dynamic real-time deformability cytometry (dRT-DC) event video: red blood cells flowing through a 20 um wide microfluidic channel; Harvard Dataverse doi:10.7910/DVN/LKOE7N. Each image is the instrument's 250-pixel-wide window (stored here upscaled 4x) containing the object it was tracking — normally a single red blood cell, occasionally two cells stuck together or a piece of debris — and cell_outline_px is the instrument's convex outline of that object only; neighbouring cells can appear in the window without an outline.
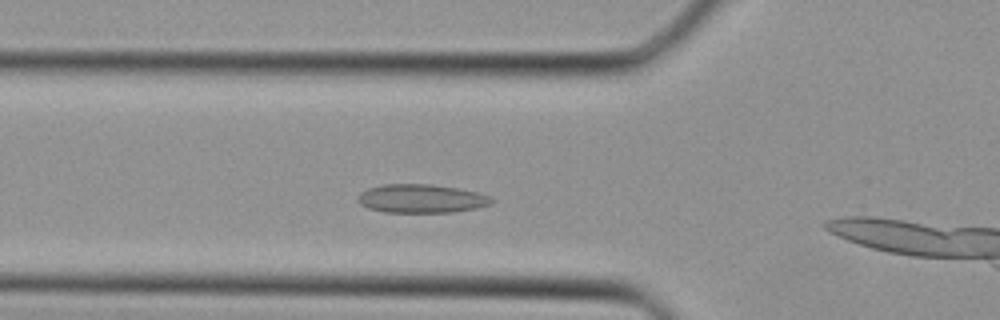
{"species": "Egyptian fruit bat (a non-hibernating species)", "species_latin": "Rousettus aegyptiacus", "temperature_condition": "cold", "stored_images_in_passage": 11, "camera_frame_rate_fps": 3000, "um_per_image_px": 0.085, "animal": {"sex": "female"}, "frame": {"image": 1, "passage_image": 5, "time_ms": 1.333, "image_size_px": [1000, 320], "cell_outline_px": [[496, 200], [492, 204], [476, 208], [452, 212], [384, 212], [368, 208], [360, 204], [360, 192], [368, 188], [384, 184], [432, 184], [480, 192], [492, 196]], "centroid_in_image_um": [35.89, 16.87], "position_along_channel_um": 89.9, "area_um2": 22.37}}
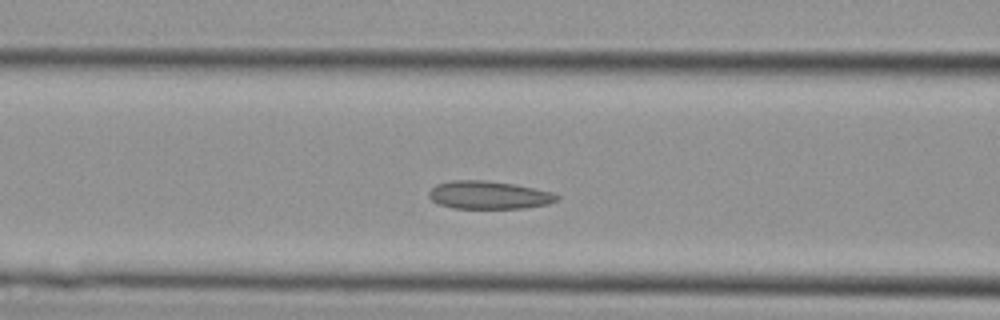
{"frame": {"image": 2, "passage_image": 7, "time_ms": 2.0, "image_size_px": [1000, 320], "cell_outline_px": [[560, 196], [556, 200], [548, 204], [524, 208], [452, 208], [436, 204], [428, 196], [428, 192], [436, 184], [452, 180], [484, 180], [512, 184], [536, 188], [552, 192]], "centroid_in_image_um": [41.51, 16.58], "position_along_channel_um": 125.1, "area_um2": 20.92}}
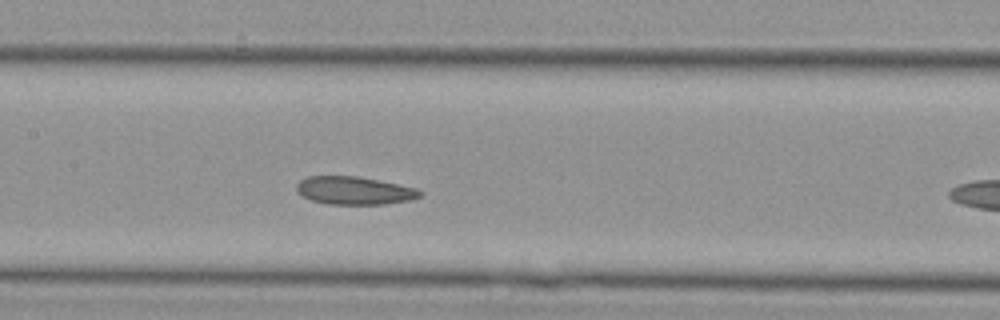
{"frame": {"image": 3, "passage_image": 10, "time_ms": 3.0, "image_size_px": [1000, 320], "cell_outline_px": [[424, 192], [420, 196], [412, 200], [384, 204], [328, 204], [312, 200], [300, 196], [296, 192], [296, 184], [300, 180], [308, 176], [356, 176], [416, 188]], "centroid_in_image_um": [30.08, 16.2], "position_along_channel_um": 177.3, "area_um2": 20.11}}